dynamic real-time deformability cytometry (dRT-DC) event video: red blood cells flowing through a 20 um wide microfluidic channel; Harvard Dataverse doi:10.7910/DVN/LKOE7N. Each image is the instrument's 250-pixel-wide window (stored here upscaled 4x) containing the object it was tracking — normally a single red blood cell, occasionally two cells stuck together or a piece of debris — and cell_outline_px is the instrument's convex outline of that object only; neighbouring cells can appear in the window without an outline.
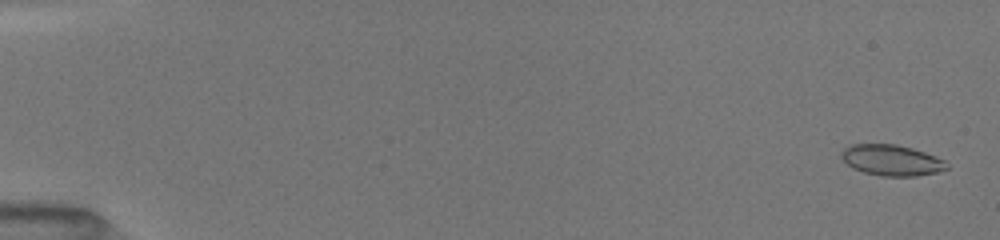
{"species": "common noctule bat (a hibernating species)", "species_latin": "Nyctalus noctula", "temperature_condition": "room temperature", "stored_images_in_passage": 17, "camera_frame_rate_fps": 3000, "um_per_image_px": 0.085, "animal": {"sex": "female", "body_mass_g": 19.5, "forearm_length_mm": 54.1}, "frame": {"image": 1, "passage_image": 1, "time_ms": 0.0, "image_size_px": [1000, 240], "cell_outline_px": [[948, 168], [936, 172], [916, 176], [884, 176], [864, 172], [852, 168], [840, 156], [840, 152], [844, 148], [852, 144], [896, 144], [912, 148], [924, 152], [944, 160], [948, 164]], "centroid_in_image_um": [75.76, 13.61], "position_along_channel_um": 9.2, "area_um2": 18.84}}
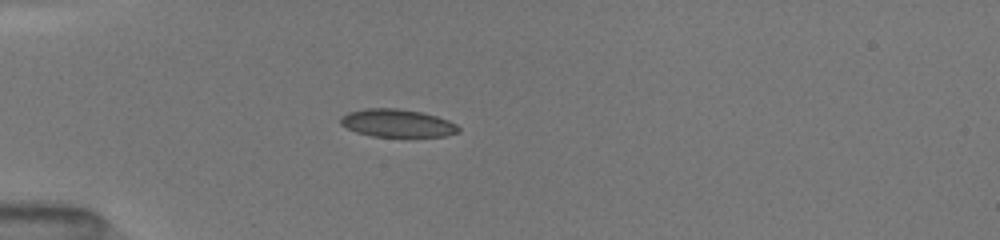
{"frame": {"image": 2, "passage_image": 11, "time_ms": 4.667, "image_size_px": [1000, 240], "cell_outline_px": [[460, 132], [444, 136], [372, 136], [356, 132], [340, 124], [340, 116], [348, 112], [368, 108], [396, 108], [420, 112], [436, 116], [448, 120], [456, 124], [460, 128]], "centroid_in_image_um": [33.75, 10.46], "position_along_channel_um": 51.2, "area_um2": 19.02}}
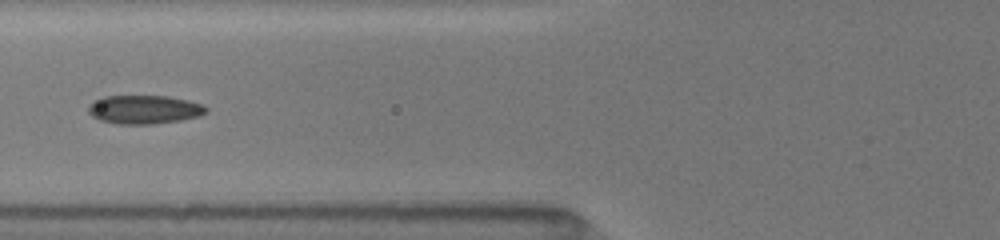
{"frame": {"image": 3, "passage_image": 15, "time_ms": 6.667, "image_size_px": [1000, 240], "cell_outline_px": [[208, 112], [200, 116], [180, 120], [152, 124], [116, 124], [100, 120], [92, 116], [88, 112], [88, 104], [92, 100], [104, 96], [168, 96], [188, 100], [200, 104], [208, 108]], "centroid_in_image_um": [12.23, 9.31], "position_along_channel_um": 113.6, "area_um2": 19.83}}